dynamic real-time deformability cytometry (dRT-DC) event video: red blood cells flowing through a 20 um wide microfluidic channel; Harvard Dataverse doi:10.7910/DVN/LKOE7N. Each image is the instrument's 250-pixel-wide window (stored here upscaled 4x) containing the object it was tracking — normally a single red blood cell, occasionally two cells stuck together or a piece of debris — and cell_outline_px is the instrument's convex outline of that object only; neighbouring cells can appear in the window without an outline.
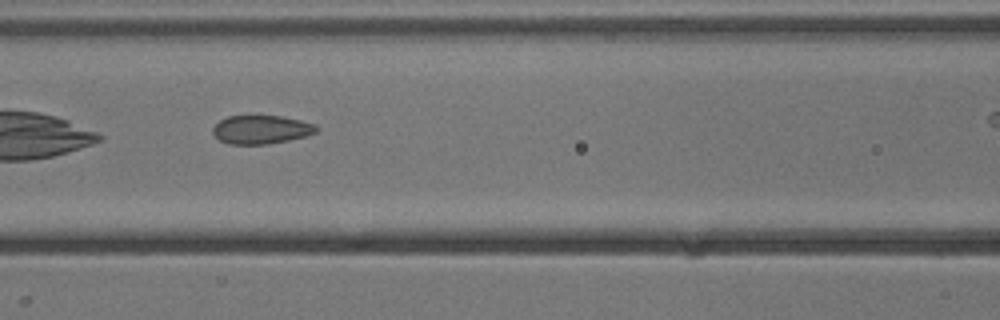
{"species": "common noctule bat (a hibernating species)", "species_latin": "Nyctalus noctula", "temperature_condition": "cold", "stored_images_in_passage": 8, "camera_frame_rate_fps": 3000, "um_per_image_px": 0.085, "animal": {"sex": "male", "body_mass_g": 13.3}, "frame": {"image": 1, "passage_image": 7, "time_ms": 7.0, "image_size_px": [1000, 320], "cell_outline_px": [[320, 128], [316, 132], [304, 136], [288, 140], [268, 144], [228, 144], [220, 140], [212, 132], [212, 128], [220, 120], [228, 116], [280, 116], [300, 120], [316, 124]], "centroid_in_image_um": [22.21, 11.01], "position_along_channel_um": 144.4, "area_um2": 17.17}}